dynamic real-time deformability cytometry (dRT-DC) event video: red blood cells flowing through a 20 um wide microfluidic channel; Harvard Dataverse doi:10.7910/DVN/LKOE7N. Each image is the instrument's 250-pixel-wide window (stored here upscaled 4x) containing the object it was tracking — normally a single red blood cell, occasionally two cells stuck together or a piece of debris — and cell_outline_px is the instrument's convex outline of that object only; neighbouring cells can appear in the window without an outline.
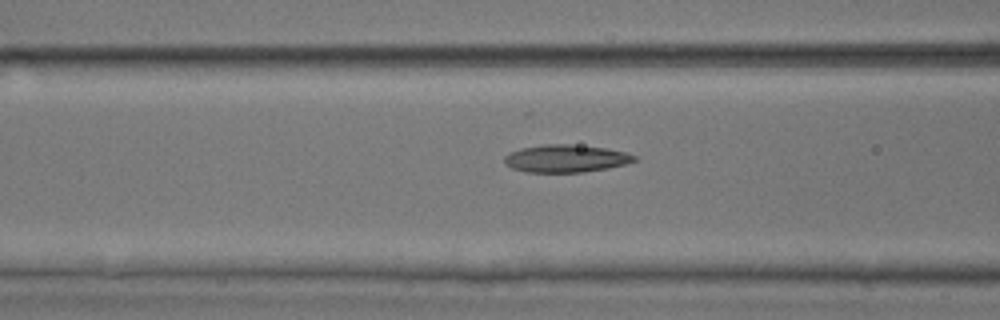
{"species": "common noctule bat (a hibernating species)", "species_latin": "Nyctalus noctula", "temperature_condition": "room temperature", "stored_images_in_passage": 25, "camera_frame_rate_fps": 3000, "um_per_image_px": 0.085, "animal": {"sex": "male", "body_mass_g": 17.9, "forearm_length_mm": 54.2}, "frame": {"image": 1, "passage_image": 21, "time_ms": 6.667, "image_size_px": [1000, 320], "cell_outline_px": [[636, 160], [624, 164], [608, 168], [580, 172], [524, 172], [512, 168], [504, 160], [504, 156], [508, 152], [520, 148], [544, 144], [572, 144], [604, 148], [624, 152], [636, 156]], "centroid_in_image_um": [48.05, 13.47], "position_along_channel_um": 118.6, "area_um2": 20.75}}
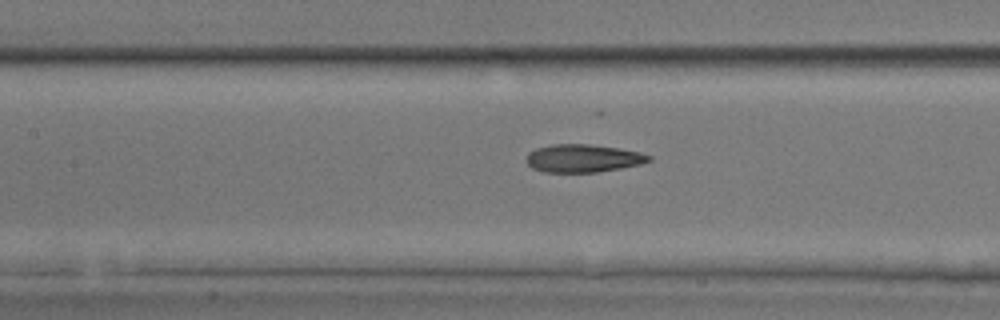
{"frame": {"image": 2, "passage_image": 24, "time_ms": 7.667, "image_size_px": [1000, 320], "cell_outline_px": [[652, 160], [640, 164], [620, 168], [596, 172], [544, 172], [532, 168], [524, 160], [528, 152], [536, 148], [552, 144], [592, 144], [640, 152], [652, 156]], "centroid_in_image_um": [49.52, 13.45], "position_along_channel_um": 157.9, "area_um2": 20.0}}